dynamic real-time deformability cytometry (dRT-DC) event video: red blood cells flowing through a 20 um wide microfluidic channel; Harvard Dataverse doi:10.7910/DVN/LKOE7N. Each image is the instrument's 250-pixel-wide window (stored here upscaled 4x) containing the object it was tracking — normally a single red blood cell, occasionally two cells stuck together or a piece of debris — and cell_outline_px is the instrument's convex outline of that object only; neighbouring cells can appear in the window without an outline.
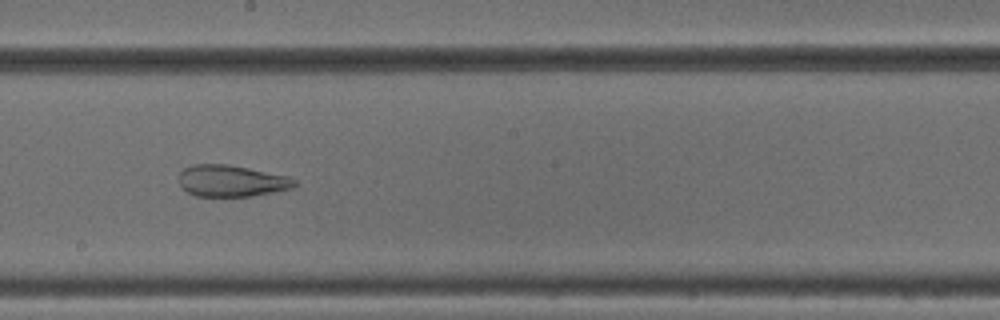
{"species": "common noctule bat (a hibernating species)", "species_latin": "Nyctalus noctula", "temperature_condition": "cold", "stored_images_in_passage": 52, "camera_frame_rate_fps": 3000, "um_per_image_px": 0.085, "animal": {"sex": "male", "body_mass_g": 18.8}, "frame": {"image": 1, "passage_image": 29, "time_ms": 9.333, "image_size_px": [1000, 320], "cell_outline_px": [[296, 188], [252, 196], [196, 196], [180, 188], [180, 172], [184, 168], [192, 164], [228, 164], [288, 176], [296, 180]], "centroid_in_image_um": [19.69, 15.38], "position_along_channel_um": 228.5, "area_um2": 21.39}}
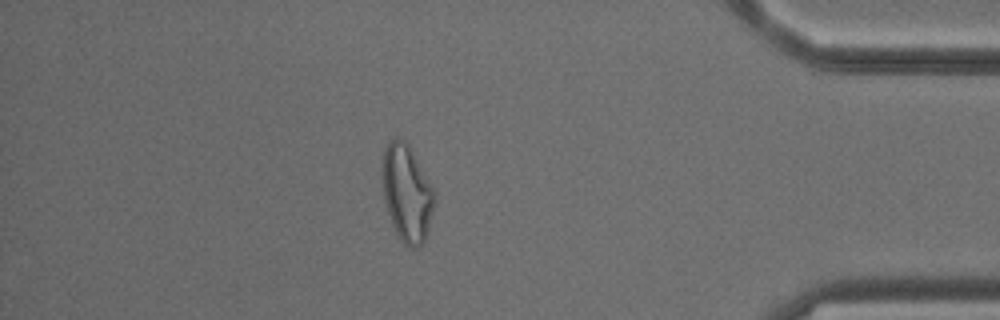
{"frame": {"image": 2, "passage_image": 45, "time_ms": 14.667, "image_size_px": [1000, 320], "cell_outline_px": [[436, 204], [424, 240], [416, 248], [412, 248], [404, 244], [400, 240], [392, 224], [388, 212], [384, 196], [380, 168], [384, 148], [388, 140], [396, 136], [404, 140], [408, 144], [436, 192]], "centroid_in_image_um": [34.57, 16.37], "position_along_channel_um": 400.6, "area_um2": 29.82}}
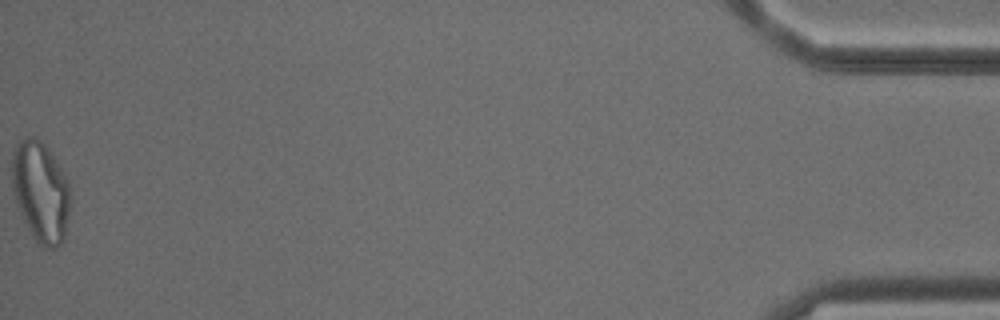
{"frame": {"image": 3, "passage_image": 52, "time_ms": 17.0, "image_size_px": [1000, 320], "cell_outline_px": [[68, 216], [64, 240], [56, 248], [44, 248], [36, 244], [16, 204], [12, 184], [12, 156], [16, 144], [24, 136], [36, 136], [44, 144], [68, 180]], "centroid_in_image_um": [3.42, 16.31], "position_along_channel_um": 431.8, "area_um2": 33.99}, "authors_computed_cell_mechanics": {"area_um2": 29.767, "velocity_mm_per_s": 3.8861, "shape_relaxation_time_tau1_ms": null, "shape_relaxation_time_tau2_ms": 2.036, "deformation_change_tau1": null, "deformation_change_tau2": 0.1143}}